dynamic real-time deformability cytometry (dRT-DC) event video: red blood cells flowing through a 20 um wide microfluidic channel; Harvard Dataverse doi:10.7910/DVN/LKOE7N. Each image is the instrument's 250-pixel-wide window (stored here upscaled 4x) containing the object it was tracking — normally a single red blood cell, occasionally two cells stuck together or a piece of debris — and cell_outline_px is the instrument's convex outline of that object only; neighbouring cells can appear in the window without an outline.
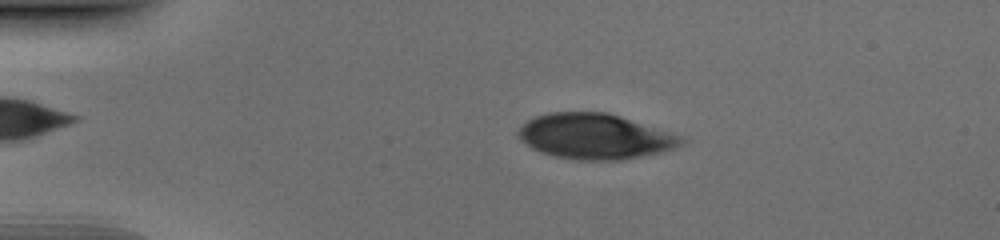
{"species": "human", "species_latin": "Homo sapiens", "temperature_condition": "cold", "stored_images_in_passage": 50, "camera_frame_rate_fps": 3000, "um_per_image_px": 0.085, "donor": {"sex": "male"}, "frame": {"image": 1, "passage_image": 10, "time_ms": 3.0, "image_size_px": [1000, 240], "cell_outline_px": [[688, 140], [684, 144], [676, 148], [660, 152], [620, 160], [576, 160], [556, 156], [540, 152], [532, 148], [520, 140], [516, 136], [516, 132], [528, 120], [536, 116], [548, 112], [608, 112], [684, 136]], "centroid_in_image_um": [50.6, 11.59], "position_along_channel_um": 34.4, "area_um2": 43.35}}
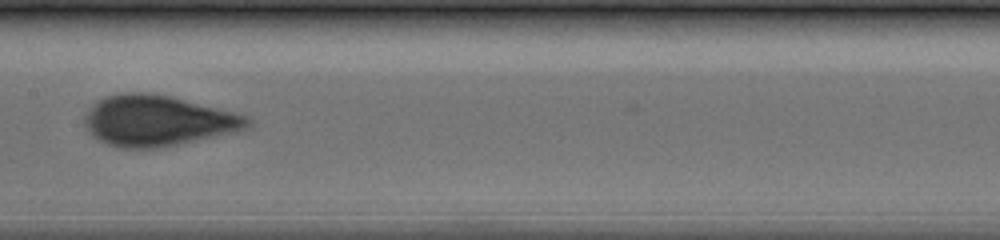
{"frame": {"image": 2, "passage_image": 26, "time_ms": 8.333, "image_size_px": [1000, 240], "cell_outline_px": [[252, 128], [236, 132], [160, 148], [120, 148], [108, 144], [92, 136], [88, 132], [84, 124], [84, 116], [92, 104], [96, 100], [104, 96], [120, 92], [144, 92], [172, 96], [248, 116], [252, 120]], "centroid_in_image_um": [13.4, 10.25], "position_along_channel_um": 194.0, "area_um2": 48.67}}
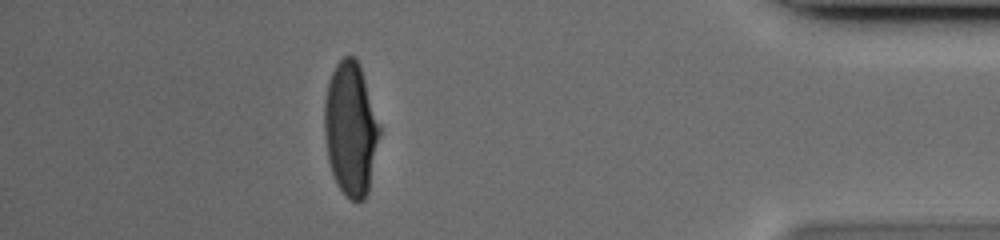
{"frame": {"image": 3, "passage_image": 45, "time_ms": 14.667, "image_size_px": [1000, 240], "cell_outline_px": [[380, 132], [368, 192], [364, 200], [356, 204], [336, 184], [328, 160], [324, 136], [324, 100], [328, 80], [336, 64], [344, 56], [352, 56], [360, 64], [380, 124]], "centroid_in_image_um": [29.8, 10.95], "position_along_channel_um": 405.4, "area_um2": 43.12}}